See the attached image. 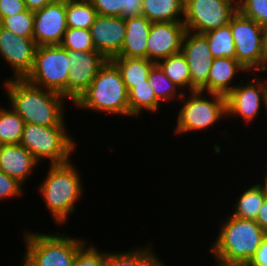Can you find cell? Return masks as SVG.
<instances>
[{
  "label": "cell",
  "mask_w": 267,
  "mask_h": 266,
  "mask_svg": "<svg viewBox=\"0 0 267 266\" xmlns=\"http://www.w3.org/2000/svg\"><path fill=\"white\" fill-rule=\"evenodd\" d=\"M11 107L25 123L40 126H66L62 94L32 85L26 79L4 80ZM6 88V89H5Z\"/></svg>",
  "instance_id": "1"
},
{
  "label": "cell",
  "mask_w": 267,
  "mask_h": 266,
  "mask_svg": "<svg viewBox=\"0 0 267 266\" xmlns=\"http://www.w3.org/2000/svg\"><path fill=\"white\" fill-rule=\"evenodd\" d=\"M220 223L218 236L210 246L214 261L222 266H246L267 234L255 220L228 215Z\"/></svg>",
  "instance_id": "2"
},
{
  "label": "cell",
  "mask_w": 267,
  "mask_h": 266,
  "mask_svg": "<svg viewBox=\"0 0 267 266\" xmlns=\"http://www.w3.org/2000/svg\"><path fill=\"white\" fill-rule=\"evenodd\" d=\"M71 162L50 165L48 175L38 186L45 207L59 226L66 223L70 215L74 214L75 203L84 195L80 171Z\"/></svg>",
  "instance_id": "3"
},
{
  "label": "cell",
  "mask_w": 267,
  "mask_h": 266,
  "mask_svg": "<svg viewBox=\"0 0 267 266\" xmlns=\"http://www.w3.org/2000/svg\"><path fill=\"white\" fill-rule=\"evenodd\" d=\"M76 109L130 116L128 89L116 65L107 60L90 86L73 103Z\"/></svg>",
  "instance_id": "4"
},
{
  "label": "cell",
  "mask_w": 267,
  "mask_h": 266,
  "mask_svg": "<svg viewBox=\"0 0 267 266\" xmlns=\"http://www.w3.org/2000/svg\"><path fill=\"white\" fill-rule=\"evenodd\" d=\"M26 252L23 266H74L77 252L87 244L84 238H71L69 234L24 232Z\"/></svg>",
  "instance_id": "5"
},
{
  "label": "cell",
  "mask_w": 267,
  "mask_h": 266,
  "mask_svg": "<svg viewBox=\"0 0 267 266\" xmlns=\"http://www.w3.org/2000/svg\"><path fill=\"white\" fill-rule=\"evenodd\" d=\"M66 126H40L25 123L21 145L24 146L40 163L50 160V165H60L71 161V154L76 148L74 138Z\"/></svg>",
  "instance_id": "6"
},
{
  "label": "cell",
  "mask_w": 267,
  "mask_h": 266,
  "mask_svg": "<svg viewBox=\"0 0 267 266\" xmlns=\"http://www.w3.org/2000/svg\"><path fill=\"white\" fill-rule=\"evenodd\" d=\"M186 95L184 92L180 98L183 105L178 111L174 134L207 130L220 122L221 118L227 117L225 96L208 93V96H211V99H208L201 91L190 92L187 97Z\"/></svg>",
  "instance_id": "7"
},
{
  "label": "cell",
  "mask_w": 267,
  "mask_h": 266,
  "mask_svg": "<svg viewBox=\"0 0 267 266\" xmlns=\"http://www.w3.org/2000/svg\"><path fill=\"white\" fill-rule=\"evenodd\" d=\"M70 65L68 50L61 45L37 46L34 66L26 80L34 86L60 93L68 99Z\"/></svg>",
  "instance_id": "8"
},
{
  "label": "cell",
  "mask_w": 267,
  "mask_h": 266,
  "mask_svg": "<svg viewBox=\"0 0 267 266\" xmlns=\"http://www.w3.org/2000/svg\"><path fill=\"white\" fill-rule=\"evenodd\" d=\"M237 11L228 0H184L183 23L186 31L204 34L228 25Z\"/></svg>",
  "instance_id": "9"
},
{
  "label": "cell",
  "mask_w": 267,
  "mask_h": 266,
  "mask_svg": "<svg viewBox=\"0 0 267 266\" xmlns=\"http://www.w3.org/2000/svg\"><path fill=\"white\" fill-rule=\"evenodd\" d=\"M229 24L235 43L236 60L248 74L254 75L257 71L261 73L263 26L244 17L239 11L231 17Z\"/></svg>",
  "instance_id": "10"
},
{
  "label": "cell",
  "mask_w": 267,
  "mask_h": 266,
  "mask_svg": "<svg viewBox=\"0 0 267 266\" xmlns=\"http://www.w3.org/2000/svg\"><path fill=\"white\" fill-rule=\"evenodd\" d=\"M256 76L252 81L239 84L226 96L227 116L240 117L246 124L254 121L264 105L267 109V79ZM262 79V81H261Z\"/></svg>",
  "instance_id": "11"
},
{
  "label": "cell",
  "mask_w": 267,
  "mask_h": 266,
  "mask_svg": "<svg viewBox=\"0 0 267 266\" xmlns=\"http://www.w3.org/2000/svg\"><path fill=\"white\" fill-rule=\"evenodd\" d=\"M37 44L34 38H25L0 25V58L12 68L13 75L7 79H26L31 73Z\"/></svg>",
  "instance_id": "12"
},
{
  "label": "cell",
  "mask_w": 267,
  "mask_h": 266,
  "mask_svg": "<svg viewBox=\"0 0 267 266\" xmlns=\"http://www.w3.org/2000/svg\"><path fill=\"white\" fill-rule=\"evenodd\" d=\"M71 63L68 78V99L72 104L90 86L97 72L108 60L98 51L68 50Z\"/></svg>",
  "instance_id": "13"
},
{
  "label": "cell",
  "mask_w": 267,
  "mask_h": 266,
  "mask_svg": "<svg viewBox=\"0 0 267 266\" xmlns=\"http://www.w3.org/2000/svg\"><path fill=\"white\" fill-rule=\"evenodd\" d=\"M181 53L185 56L190 70L191 92L200 91L207 84L214 60L206 37L186 31Z\"/></svg>",
  "instance_id": "14"
},
{
  "label": "cell",
  "mask_w": 267,
  "mask_h": 266,
  "mask_svg": "<svg viewBox=\"0 0 267 266\" xmlns=\"http://www.w3.org/2000/svg\"><path fill=\"white\" fill-rule=\"evenodd\" d=\"M66 30V0H56L34 12L33 38L37 46L60 45Z\"/></svg>",
  "instance_id": "15"
},
{
  "label": "cell",
  "mask_w": 267,
  "mask_h": 266,
  "mask_svg": "<svg viewBox=\"0 0 267 266\" xmlns=\"http://www.w3.org/2000/svg\"><path fill=\"white\" fill-rule=\"evenodd\" d=\"M185 33L183 22H152L147 39V59L157 63L180 53Z\"/></svg>",
  "instance_id": "16"
},
{
  "label": "cell",
  "mask_w": 267,
  "mask_h": 266,
  "mask_svg": "<svg viewBox=\"0 0 267 266\" xmlns=\"http://www.w3.org/2000/svg\"><path fill=\"white\" fill-rule=\"evenodd\" d=\"M95 50L108 60L117 56L122 48L126 34L125 19L119 16L99 15L90 27Z\"/></svg>",
  "instance_id": "17"
},
{
  "label": "cell",
  "mask_w": 267,
  "mask_h": 266,
  "mask_svg": "<svg viewBox=\"0 0 267 266\" xmlns=\"http://www.w3.org/2000/svg\"><path fill=\"white\" fill-rule=\"evenodd\" d=\"M37 165L36 158L21 144L0 145V170L22 185Z\"/></svg>",
  "instance_id": "18"
},
{
  "label": "cell",
  "mask_w": 267,
  "mask_h": 266,
  "mask_svg": "<svg viewBox=\"0 0 267 266\" xmlns=\"http://www.w3.org/2000/svg\"><path fill=\"white\" fill-rule=\"evenodd\" d=\"M238 72L248 71L236 59L215 58L207 84L200 91L205 94L212 93L226 97L236 87V84L234 86L232 83Z\"/></svg>",
  "instance_id": "19"
},
{
  "label": "cell",
  "mask_w": 267,
  "mask_h": 266,
  "mask_svg": "<svg viewBox=\"0 0 267 266\" xmlns=\"http://www.w3.org/2000/svg\"><path fill=\"white\" fill-rule=\"evenodd\" d=\"M125 23V40L120 53L115 57L147 59V39L152 22L140 15L125 19Z\"/></svg>",
  "instance_id": "20"
},
{
  "label": "cell",
  "mask_w": 267,
  "mask_h": 266,
  "mask_svg": "<svg viewBox=\"0 0 267 266\" xmlns=\"http://www.w3.org/2000/svg\"><path fill=\"white\" fill-rule=\"evenodd\" d=\"M146 246L136 247L127 252L107 251L106 266H166L153 252L152 243Z\"/></svg>",
  "instance_id": "21"
},
{
  "label": "cell",
  "mask_w": 267,
  "mask_h": 266,
  "mask_svg": "<svg viewBox=\"0 0 267 266\" xmlns=\"http://www.w3.org/2000/svg\"><path fill=\"white\" fill-rule=\"evenodd\" d=\"M142 16L151 22H183L184 0H143Z\"/></svg>",
  "instance_id": "22"
},
{
  "label": "cell",
  "mask_w": 267,
  "mask_h": 266,
  "mask_svg": "<svg viewBox=\"0 0 267 266\" xmlns=\"http://www.w3.org/2000/svg\"><path fill=\"white\" fill-rule=\"evenodd\" d=\"M119 70L128 91L144 83L149 78V73L155 62L146 58L113 57L110 59Z\"/></svg>",
  "instance_id": "23"
},
{
  "label": "cell",
  "mask_w": 267,
  "mask_h": 266,
  "mask_svg": "<svg viewBox=\"0 0 267 266\" xmlns=\"http://www.w3.org/2000/svg\"><path fill=\"white\" fill-rule=\"evenodd\" d=\"M128 100L130 107V117L138 118L145 109L149 113H154L161 106L160 101L156 98L155 92L149 81H144L128 91Z\"/></svg>",
  "instance_id": "24"
},
{
  "label": "cell",
  "mask_w": 267,
  "mask_h": 266,
  "mask_svg": "<svg viewBox=\"0 0 267 266\" xmlns=\"http://www.w3.org/2000/svg\"><path fill=\"white\" fill-rule=\"evenodd\" d=\"M267 195L259 183L244 190L234 204L235 208L230 215L240 219L256 220L259 209Z\"/></svg>",
  "instance_id": "25"
},
{
  "label": "cell",
  "mask_w": 267,
  "mask_h": 266,
  "mask_svg": "<svg viewBox=\"0 0 267 266\" xmlns=\"http://www.w3.org/2000/svg\"><path fill=\"white\" fill-rule=\"evenodd\" d=\"M166 76L179 87V90L191 92L190 70L185 56L180 52L157 62ZM186 89V90H185Z\"/></svg>",
  "instance_id": "26"
},
{
  "label": "cell",
  "mask_w": 267,
  "mask_h": 266,
  "mask_svg": "<svg viewBox=\"0 0 267 266\" xmlns=\"http://www.w3.org/2000/svg\"><path fill=\"white\" fill-rule=\"evenodd\" d=\"M97 16L90 0H66L67 27L90 29Z\"/></svg>",
  "instance_id": "27"
},
{
  "label": "cell",
  "mask_w": 267,
  "mask_h": 266,
  "mask_svg": "<svg viewBox=\"0 0 267 266\" xmlns=\"http://www.w3.org/2000/svg\"><path fill=\"white\" fill-rule=\"evenodd\" d=\"M25 122L12 108L0 107V145L20 144Z\"/></svg>",
  "instance_id": "28"
},
{
  "label": "cell",
  "mask_w": 267,
  "mask_h": 266,
  "mask_svg": "<svg viewBox=\"0 0 267 266\" xmlns=\"http://www.w3.org/2000/svg\"><path fill=\"white\" fill-rule=\"evenodd\" d=\"M203 35L207 39L214 59L221 57L236 59L235 43L230 24L204 33Z\"/></svg>",
  "instance_id": "29"
},
{
  "label": "cell",
  "mask_w": 267,
  "mask_h": 266,
  "mask_svg": "<svg viewBox=\"0 0 267 266\" xmlns=\"http://www.w3.org/2000/svg\"><path fill=\"white\" fill-rule=\"evenodd\" d=\"M148 81L155 92L156 98L160 102L174 101L173 99L177 101L184 94V91L178 90L179 87L166 76L157 63L152 66Z\"/></svg>",
  "instance_id": "30"
},
{
  "label": "cell",
  "mask_w": 267,
  "mask_h": 266,
  "mask_svg": "<svg viewBox=\"0 0 267 266\" xmlns=\"http://www.w3.org/2000/svg\"><path fill=\"white\" fill-rule=\"evenodd\" d=\"M60 45L66 50L96 51L90 29L67 27Z\"/></svg>",
  "instance_id": "31"
},
{
  "label": "cell",
  "mask_w": 267,
  "mask_h": 266,
  "mask_svg": "<svg viewBox=\"0 0 267 266\" xmlns=\"http://www.w3.org/2000/svg\"><path fill=\"white\" fill-rule=\"evenodd\" d=\"M0 25L13 33L25 37L33 38L34 12L26 10L0 21Z\"/></svg>",
  "instance_id": "32"
},
{
  "label": "cell",
  "mask_w": 267,
  "mask_h": 266,
  "mask_svg": "<svg viewBox=\"0 0 267 266\" xmlns=\"http://www.w3.org/2000/svg\"><path fill=\"white\" fill-rule=\"evenodd\" d=\"M237 9L258 25L267 26V0H241Z\"/></svg>",
  "instance_id": "33"
},
{
  "label": "cell",
  "mask_w": 267,
  "mask_h": 266,
  "mask_svg": "<svg viewBox=\"0 0 267 266\" xmlns=\"http://www.w3.org/2000/svg\"><path fill=\"white\" fill-rule=\"evenodd\" d=\"M107 250L101 251L92 244H85L78 252L74 266H106Z\"/></svg>",
  "instance_id": "34"
},
{
  "label": "cell",
  "mask_w": 267,
  "mask_h": 266,
  "mask_svg": "<svg viewBox=\"0 0 267 266\" xmlns=\"http://www.w3.org/2000/svg\"><path fill=\"white\" fill-rule=\"evenodd\" d=\"M23 185L0 170V201L22 196Z\"/></svg>",
  "instance_id": "35"
},
{
  "label": "cell",
  "mask_w": 267,
  "mask_h": 266,
  "mask_svg": "<svg viewBox=\"0 0 267 266\" xmlns=\"http://www.w3.org/2000/svg\"><path fill=\"white\" fill-rule=\"evenodd\" d=\"M99 15L119 16L125 10V0H90Z\"/></svg>",
  "instance_id": "36"
},
{
  "label": "cell",
  "mask_w": 267,
  "mask_h": 266,
  "mask_svg": "<svg viewBox=\"0 0 267 266\" xmlns=\"http://www.w3.org/2000/svg\"><path fill=\"white\" fill-rule=\"evenodd\" d=\"M27 10L24 0H0V21Z\"/></svg>",
  "instance_id": "37"
},
{
  "label": "cell",
  "mask_w": 267,
  "mask_h": 266,
  "mask_svg": "<svg viewBox=\"0 0 267 266\" xmlns=\"http://www.w3.org/2000/svg\"><path fill=\"white\" fill-rule=\"evenodd\" d=\"M142 2L143 0H125V10H121V18L142 15Z\"/></svg>",
  "instance_id": "38"
},
{
  "label": "cell",
  "mask_w": 267,
  "mask_h": 266,
  "mask_svg": "<svg viewBox=\"0 0 267 266\" xmlns=\"http://www.w3.org/2000/svg\"><path fill=\"white\" fill-rule=\"evenodd\" d=\"M246 266H267V236Z\"/></svg>",
  "instance_id": "39"
},
{
  "label": "cell",
  "mask_w": 267,
  "mask_h": 266,
  "mask_svg": "<svg viewBox=\"0 0 267 266\" xmlns=\"http://www.w3.org/2000/svg\"><path fill=\"white\" fill-rule=\"evenodd\" d=\"M255 221L258 223L260 228L267 234V197L265 198L262 206L260 207Z\"/></svg>",
  "instance_id": "40"
},
{
  "label": "cell",
  "mask_w": 267,
  "mask_h": 266,
  "mask_svg": "<svg viewBox=\"0 0 267 266\" xmlns=\"http://www.w3.org/2000/svg\"><path fill=\"white\" fill-rule=\"evenodd\" d=\"M28 10L36 12L46 5L54 3L56 0H24Z\"/></svg>",
  "instance_id": "41"
},
{
  "label": "cell",
  "mask_w": 267,
  "mask_h": 266,
  "mask_svg": "<svg viewBox=\"0 0 267 266\" xmlns=\"http://www.w3.org/2000/svg\"><path fill=\"white\" fill-rule=\"evenodd\" d=\"M267 71V26L262 32V72Z\"/></svg>",
  "instance_id": "42"
},
{
  "label": "cell",
  "mask_w": 267,
  "mask_h": 266,
  "mask_svg": "<svg viewBox=\"0 0 267 266\" xmlns=\"http://www.w3.org/2000/svg\"><path fill=\"white\" fill-rule=\"evenodd\" d=\"M266 176L263 178L264 181L262 183H259L262 188L264 189L265 194L267 195V173L265 174Z\"/></svg>",
  "instance_id": "43"
},
{
  "label": "cell",
  "mask_w": 267,
  "mask_h": 266,
  "mask_svg": "<svg viewBox=\"0 0 267 266\" xmlns=\"http://www.w3.org/2000/svg\"><path fill=\"white\" fill-rule=\"evenodd\" d=\"M228 1H231L232 3H234L237 7L241 3V0H228Z\"/></svg>",
  "instance_id": "44"
}]
</instances>
